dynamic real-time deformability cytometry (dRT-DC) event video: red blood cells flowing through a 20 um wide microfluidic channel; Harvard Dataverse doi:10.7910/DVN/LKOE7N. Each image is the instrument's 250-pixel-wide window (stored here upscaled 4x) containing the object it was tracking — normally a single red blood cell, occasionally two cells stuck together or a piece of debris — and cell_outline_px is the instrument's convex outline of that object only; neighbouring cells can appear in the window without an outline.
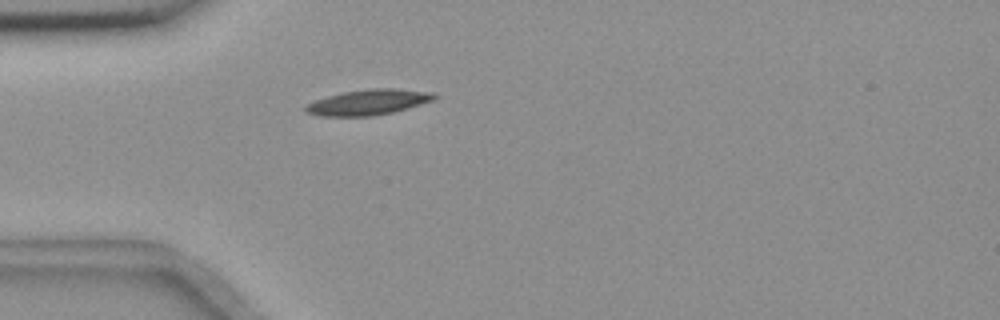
{"species": "common noctule bat (a hibernating species)", "species_latin": "Nyctalus noctula", "temperature_condition": "room temperature", "stored_images_in_passage": 37, "camera_frame_rate_fps": 3000, "um_per_image_px": 0.085, "animal": {"sex": "female", "body_mass_g": 18.4}, "frame": {"image": 1, "passage_image": 2, "time_ms": 0.333, "image_size_px": [1000, 320], "cell_outline_px": [[440, 96], [436, 100], [408, 108], [392, 112], [372, 116], [320, 116], [304, 112], [304, 108], [308, 104], [316, 100], [328, 96], [344, 92], [372, 88], [396, 88], [432, 92]], "centroid_in_image_um": [31.37, 8.69], "position_along_channel_um": 53.6, "area_um2": 19.19}}
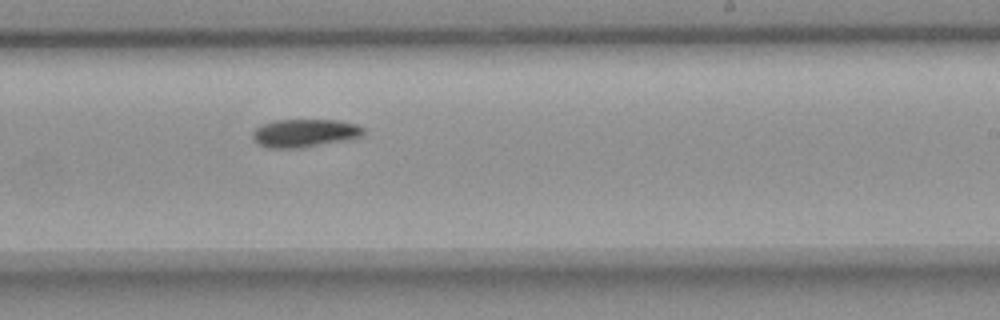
{"frame": {"image": 2, "passage_image": 20, "time_ms": 6.333, "image_size_px": [1000, 320], "cell_outline_px": [[364, 132], [360, 136], [300, 148], [268, 148], [256, 144], [252, 136], [252, 132], [256, 128], [264, 124], [276, 120], [336, 120], [356, 124], [364, 128]], "centroid_in_image_um": [25.82, 11.31], "position_along_channel_um": 263.2, "area_um2": 17.8}}
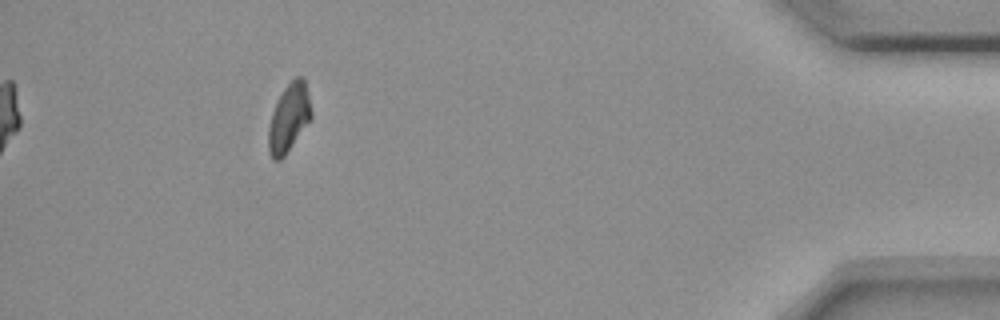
{"frame": {"image": 3, "passage_image": 37, "time_ms": 12.0, "image_size_px": [1000, 320], "cell_outline_px": [[312, 120], [284, 156], [280, 160], [272, 160], [268, 152], [268, 128], [272, 112], [284, 88], [296, 76], [300, 76], [304, 80], [308, 92], [312, 112]], "centroid_in_image_um": [24.57, 10.06], "position_along_channel_um": 410.6, "area_um2": 17.11}, "authors_computed_cell_mechanics": {"area_um2": 17.918, "velocity_mm_per_s": 3.6225, "shape_relaxation_time_tau1_ms": 7.8867, "shape_relaxation_time_tau2_ms": null, "deformation_change_tau1": 0.1562, "deformation_change_tau2": null}}